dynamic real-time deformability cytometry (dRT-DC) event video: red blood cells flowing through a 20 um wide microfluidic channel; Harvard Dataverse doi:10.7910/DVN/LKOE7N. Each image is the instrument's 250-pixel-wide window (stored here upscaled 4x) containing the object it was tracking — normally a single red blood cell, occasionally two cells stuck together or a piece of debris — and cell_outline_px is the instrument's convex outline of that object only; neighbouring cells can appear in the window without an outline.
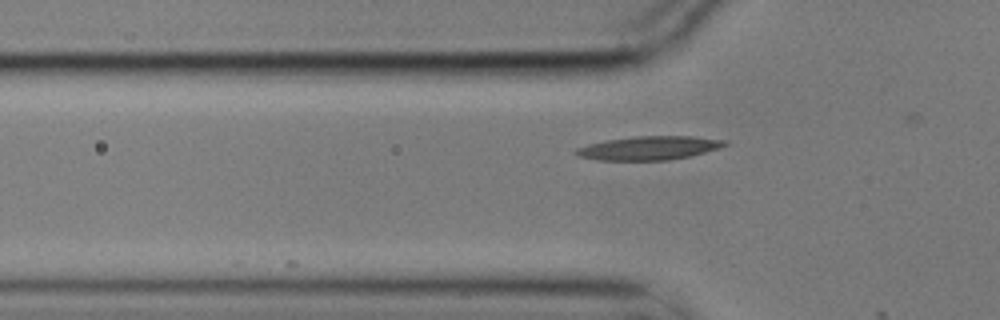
{"species": "common noctule bat (a hibernating species)", "species_latin": "Nyctalus noctula", "temperature_condition": "cold", "stored_images_in_passage": 2, "camera_frame_rate_fps": 3000, "um_per_image_px": 0.085, "animal": {"sex": "male", "body_mass_g": 17.9}, "frame": {"image": 1, "passage_image": 2, "time_ms": 0.333, "image_size_px": [1000, 320], "cell_outline_px": [[728, 144], [720, 148], [692, 156], [668, 160], [600, 160], [580, 156], [572, 152], [576, 148], [588, 144], [604, 140], [636, 136], [692, 136], [728, 140]], "centroid_in_image_um": [55.2, 12.57], "position_along_channel_um": 70.6, "area_um2": 20.69}}